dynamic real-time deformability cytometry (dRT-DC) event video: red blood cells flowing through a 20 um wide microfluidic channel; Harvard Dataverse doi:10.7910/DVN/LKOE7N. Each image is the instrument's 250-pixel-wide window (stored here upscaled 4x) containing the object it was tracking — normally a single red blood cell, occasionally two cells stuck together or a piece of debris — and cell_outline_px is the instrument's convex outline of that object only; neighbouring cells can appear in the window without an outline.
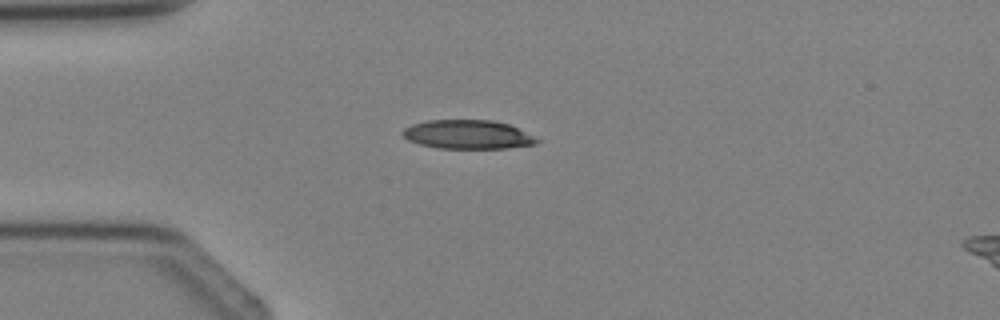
{"species": "Egyptian fruit bat (a non-hibernating species)", "species_latin": "Rousettus aegyptiacus", "temperature_condition": "cold", "stored_images_in_passage": 3, "camera_frame_rate_fps": 3000, "um_per_image_px": 0.085, "animal": {"sex": "female"}, "frame": {"image": 1, "passage_image": 3, "time_ms": 3.0, "image_size_px": [1000, 320], "cell_outline_px": [[540, 140], [536, 144], [508, 148], [436, 148], [420, 144], [408, 140], [400, 132], [404, 128], [412, 124], [428, 120], [492, 120], [508, 124]], "centroid_in_image_um": [39.71, 11.43], "position_along_channel_um": 45.3, "area_um2": 22.43}}